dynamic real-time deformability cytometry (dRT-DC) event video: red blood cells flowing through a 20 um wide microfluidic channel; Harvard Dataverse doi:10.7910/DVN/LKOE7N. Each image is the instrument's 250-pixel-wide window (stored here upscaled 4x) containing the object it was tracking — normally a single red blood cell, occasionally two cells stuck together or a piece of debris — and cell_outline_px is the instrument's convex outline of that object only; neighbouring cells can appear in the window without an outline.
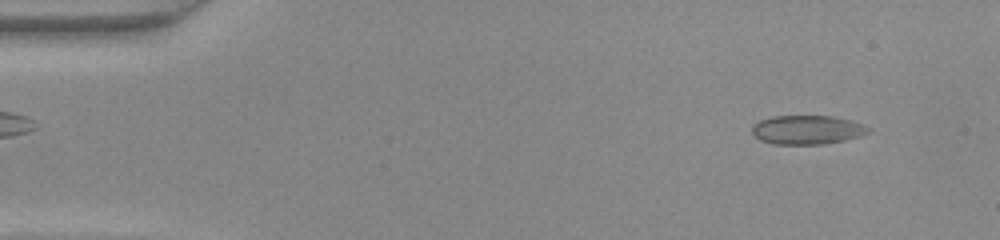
{"species": "common noctule bat (a hibernating species)", "species_latin": "Nyctalus noctula", "temperature_condition": "warm", "stored_images_in_passage": 47, "camera_frame_rate_fps": 3000, "um_per_image_px": 0.085, "animal": {"sex": "female", "body_mass_g": 22.0, "forearm_length_mm": 56.7}, "frame": {"image": 1, "passage_image": 4, "time_ms": 1.0, "image_size_px": [1000, 240], "cell_outline_px": [[872, 128], [868, 132], [860, 136], [844, 140], [824, 144], [776, 144], [760, 140], [752, 132], [752, 124], [760, 120], [772, 116], [832, 116], [852, 120], [864, 124]], "centroid_in_image_um": [68.63, 11.02], "position_along_channel_um": 16.4, "area_um2": 19.71}}
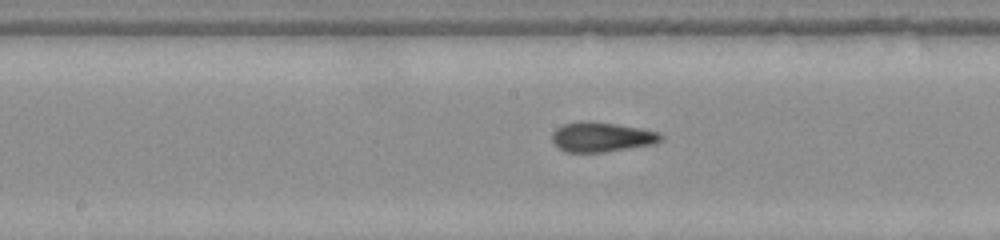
{"frame": {"image": 2, "passage_image": 24, "time_ms": 7.667, "image_size_px": [1000, 240], "cell_outline_px": [[664, 140], [652, 144], [604, 152], [564, 152], [552, 140], [552, 132], [556, 128], [564, 124], [580, 120], [588, 120], [616, 124], [640, 128], [660, 132], [664, 136]], "centroid_in_image_um": [51.15, 11.63], "position_along_channel_um": 197.1, "area_um2": 18.96}}
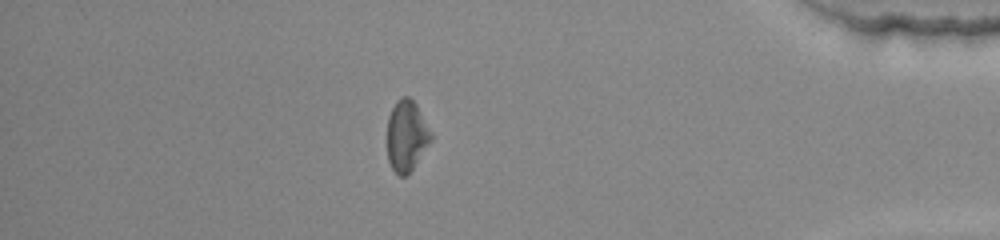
{"frame": {"image": 3, "passage_image": 41, "time_ms": 13.333, "image_size_px": [1000, 240], "cell_outline_px": [[432, 140], [412, 168], [404, 176], [400, 176], [392, 168], [388, 160], [388, 116], [396, 100], [400, 96], [408, 96], [416, 104], [432, 132]], "centroid_in_image_um": [34.56, 11.5], "position_along_channel_um": 400.6, "area_um2": 17.92}}